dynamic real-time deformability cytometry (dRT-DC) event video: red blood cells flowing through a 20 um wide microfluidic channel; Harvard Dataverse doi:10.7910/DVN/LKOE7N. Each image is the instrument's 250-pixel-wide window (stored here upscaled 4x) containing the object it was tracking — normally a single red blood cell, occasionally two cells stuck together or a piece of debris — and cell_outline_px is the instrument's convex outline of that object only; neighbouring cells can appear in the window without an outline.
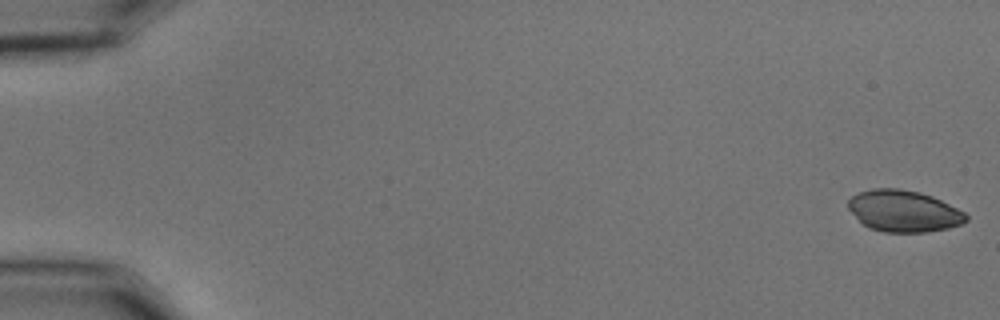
{"species": "common noctule bat (a hibernating species)", "species_latin": "Nyctalus noctula", "temperature_condition": "cold", "stored_images_in_passage": 23, "camera_frame_rate_fps": 3000, "um_per_image_px": 0.085, "animal": {"sex": "male", "body_mass_g": 15.6}, "frame": {"image": 1, "passage_image": 1, "time_ms": 0.0, "image_size_px": [1000, 320], "cell_outline_px": [[968, 220], [964, 224], [948, 228], [928, 232], [884, 232], [868, 228], [848, 208], [848, 200], [852, 196], [860, 192], [872, 188], [896, 188], [920, 192], [932, 196], [964, 212], [968, 216]], "centroid_in_image_um": [76.83, 17.94], "position_along_channel_um": 8.2, "area_um2": 28.5}}